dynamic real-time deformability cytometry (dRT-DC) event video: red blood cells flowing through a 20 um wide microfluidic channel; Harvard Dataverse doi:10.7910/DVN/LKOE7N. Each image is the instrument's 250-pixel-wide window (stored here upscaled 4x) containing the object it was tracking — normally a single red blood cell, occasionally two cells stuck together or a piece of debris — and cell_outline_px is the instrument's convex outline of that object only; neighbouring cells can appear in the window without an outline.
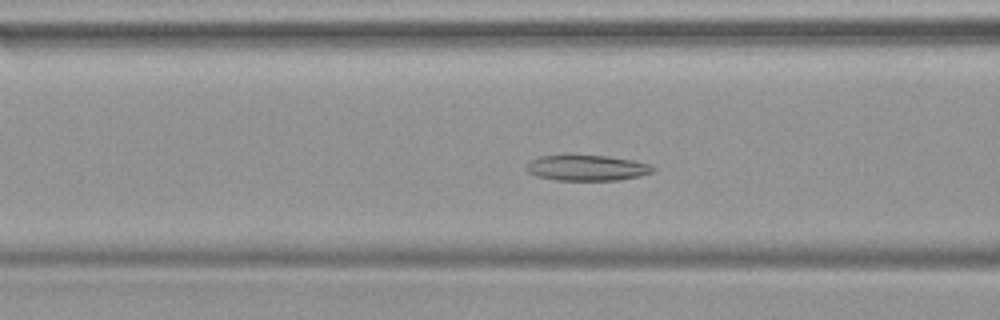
{"species": "common noctule bat (a hibernating species)", "species_latin": "Nyctalus noctula", "temperature_condition": "warm", "stored_images_in_passage": 45, "camera_frame_rate_fps": 3000, "um_per_image_px": 0.085, "animal": {"sex": "female", "body_mass_g": 19.9}, "frame": {"image": 1, "passage_image": 15, "time_ms": 4.667, "image_size_px": [1000, 320], "cell_outline_px": [[656, 168], [652, 172], [640, 176], [616, 180], [556, 180], [536, 176], [528, 172], [524, 168], [532, 160], [540, 156], [608, 156], [632, 160], [648, 164]], "centroid_in_image_um": [49.89, 14.28], "position_along_channel_um": 116.7, "area_um2": 18.61}}
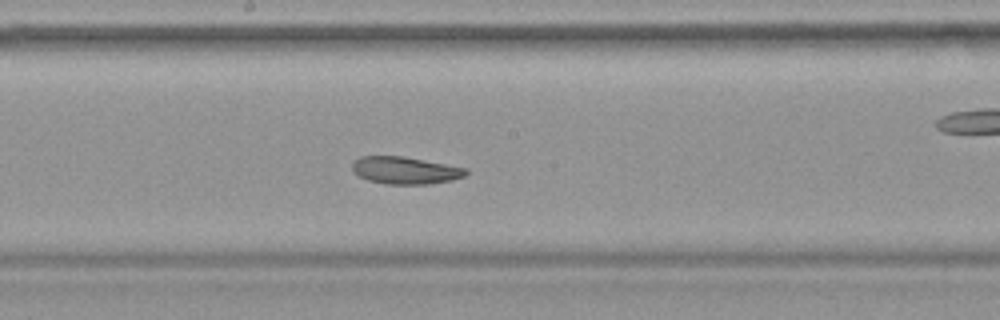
{"frame": {"image": 2, "passage_image": 22, "time_ms": 7.0, "image_size_px": [1000, 320], "cell_outline_px": [[468, 172], [464, 176], [452, 180], [428, 184], [388, 184], [368, 180], [352, 172], [352, 164], [360, 156], [404, 156], [468, 168]], "centroid_in_image_um": [34.45, 14.47], "position_along_channel_um": 213.7, "area_um2": 18.09}}
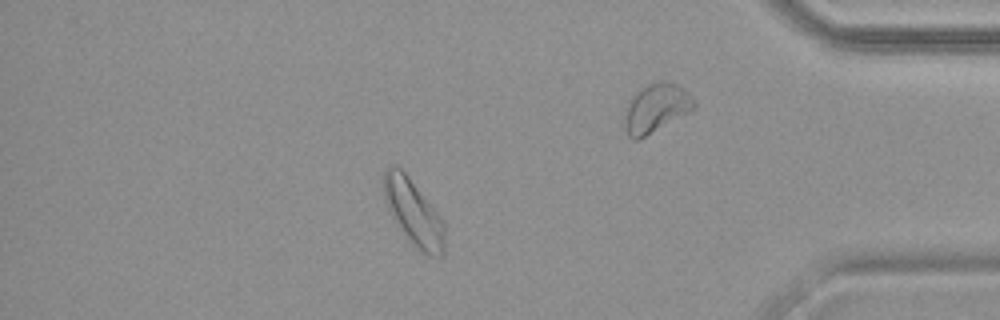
{"frame": {"image": 3, "passage_image": 38, "time_ms": 12.333, "image_size_px": [1000, 320], "cell_outline_px": [[444, 256], [428, 256], [416, 248], [412, 244], [396, 224], [384, 200], [384, 168], [392, 164], [396, 164], [408, 176], [444, 220]], "centroid_in_image_um": [35.15, 18.06], "position_along_channel_um": 400.1, "area_um2": 23.41}}